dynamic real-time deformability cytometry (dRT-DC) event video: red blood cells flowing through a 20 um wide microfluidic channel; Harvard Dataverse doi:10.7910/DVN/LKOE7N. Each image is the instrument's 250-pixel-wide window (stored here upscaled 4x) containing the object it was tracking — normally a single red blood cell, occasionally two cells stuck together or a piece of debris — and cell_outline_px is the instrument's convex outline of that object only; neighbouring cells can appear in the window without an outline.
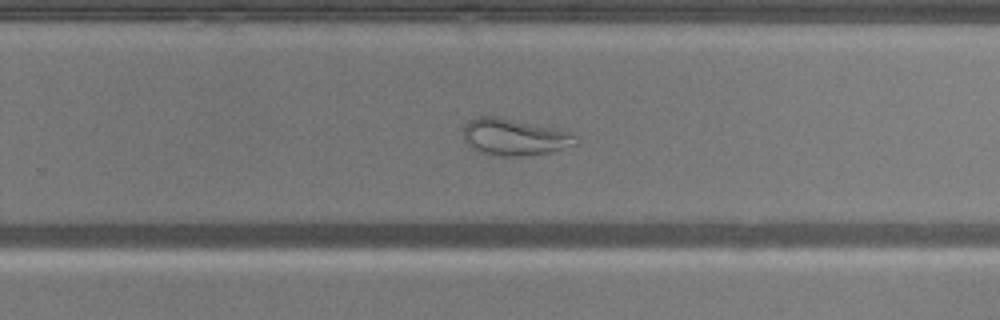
{"species": "common noctule bat (a hibernating species)", "species_latin": "Nyctalus noctula", "temperature_condition": "warm", "stored_images_in_passage": 38, "camera_frame_rate_fps": 3000, "um_per_image_px": 0.085, "animal": {"sex": "male", "body_mass_g": 20.5, "forearm_length_mm": 52.5}, "frame": {"image": 1, "passage_image": 20, "time_ms": 6.333, "image_size_px": [1000, 320], "cell_outline_px": [[580, 140], [576, 144], [548, 152], [524, 156], [500, 156], [484, 152], [472, 148], [468, 144], [464, 136], [464, 124], [468, 120], [476, 116], [496, 116], [576, 132]], "centroid_in_image_um": [43.78, 11.63], "position_along_channel_um": 286.0, "area_um2": 24.16}}
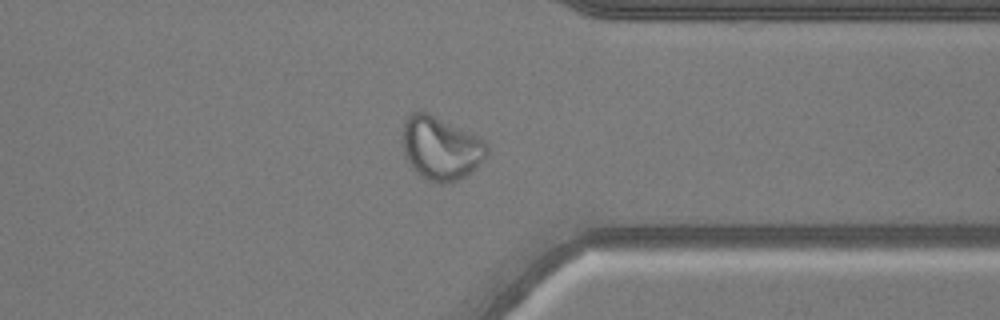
{"frame": {"image": 2, "passage_image": 27, "time_ms": 8.667, "image_size_px": [1000, 320], "cell_outline_px": [[488, 152], [464, 176], [456, 180], [444, 184], [440, 184], [420, 176], [412, 168], [404, 152], [400, 132], [408, 116], [412, 112], [428, 112], [480, 136], [488, 144]], "centroid_in_image_um": [37.43, 12.55], "position_along_channel_um": 374.0, "area_um2": 31.04}}
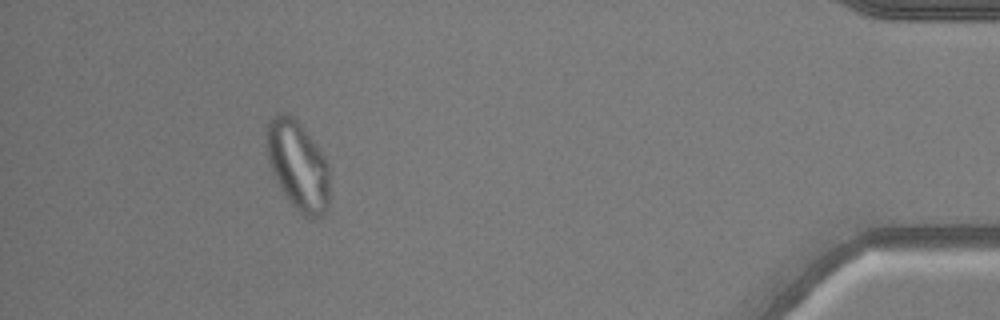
{"frame": {"image": 3, "passage_image": 34, "time_ms": 11.0, "image_size_px": [1000, 320], "cell_outline_px": [[328, 208], [316, 220], [304, 216], [292, 204], [276, 180], [268, 164], [268, 120], [276, 112], [284, 112], [292, 116], [296, 120], [312, 140], [324, 156], [328, 164]], "centroid_in_image_um": [25.32, 14.07], "position_along_channel_um": 409.9, "area_um2": 32.14}}